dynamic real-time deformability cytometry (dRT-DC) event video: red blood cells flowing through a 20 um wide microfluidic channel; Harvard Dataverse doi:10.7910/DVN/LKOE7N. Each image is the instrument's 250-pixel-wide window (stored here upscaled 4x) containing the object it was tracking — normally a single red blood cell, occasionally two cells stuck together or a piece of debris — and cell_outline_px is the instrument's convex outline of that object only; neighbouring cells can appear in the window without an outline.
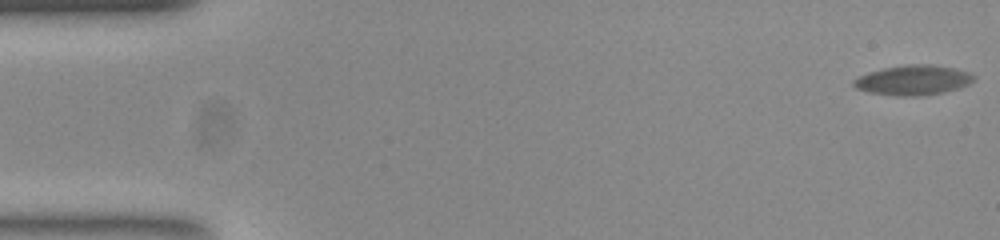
{"species": "common noctule bat (a hibernating species)", "species_latin": "Nyctalus noctula", "temperature_condition": "room temperature", "stored_images_in_passage": 55, "camera_frame_rate_fps": 3000, "um_per_image_px": 0.085, "animal": {"sex": "female", "body_mass_g": 23.0, "forearm_length_mm": 53.4}, "frame": {"image": 1, "passage_image": 1, "time_ms": 0.0, "image_size_px": [1000, 240], "cell_outline_px": [[972, 80], [968, 84], [956, 88], [940, 92], [872, 92], [856, 88], [852, 84], [852, 80], [868, 72], [884, 68], [912, 64], [928, 64], [952, 68], [964, 72], [972, 76]], "centroid_in_image_um": [77.56, 6.73], "position_along_channel_um": 7.4, "area_um2": 18.9}}
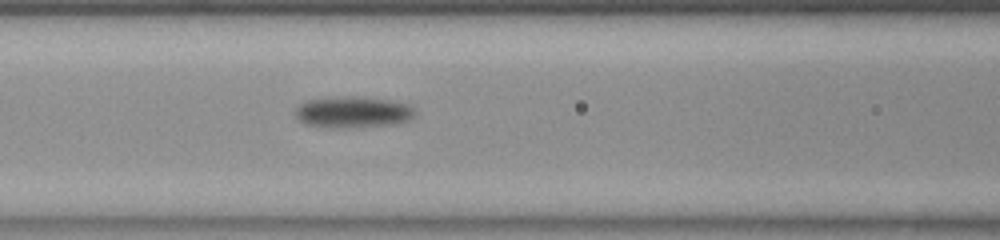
{"frame": {"image": 2, "passage_image": 23, "time_ms": 7.333, "image_size_px": [1000, 240], "cell_outline_px": [[416, 112], [408, 120], [384, 124], [332, 128], [304, 124], [296, 116], [296, 108], [300, 104], [308, 100], [348, 96], [352, 96], [388, 100], [408, 104]], "centroid_in_image_um": [29.94, 9.52], "position_along_channel_um": 136.7, "area_um2": 21.1}}
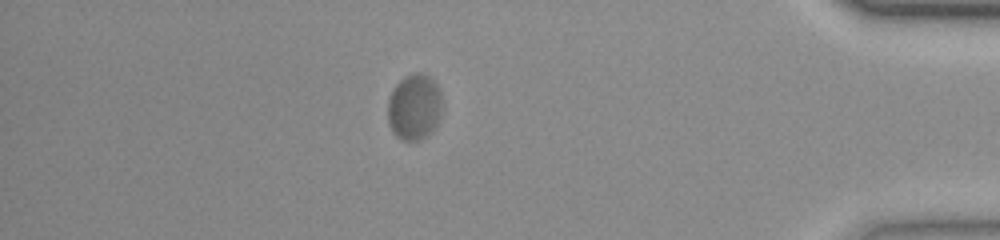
{"frame": {"image": 3, "passage_image": 48, "time_ms": 15.667, "image_size_px": [1000, 240], "cell_outline_px": [[440, 112], [436, 124], [424, 136], [416, 140], [400, 140], [392, 132], [388, 120], [388, 100], [396, 84], [404, 76], [412, 72], [420, 72], [428, 76], [436, 84], [440, 92]], "centroid_in_image_um": [35.17, 9.06], "position_along_channel_um": 400.0, "area_um2": 20.52}}